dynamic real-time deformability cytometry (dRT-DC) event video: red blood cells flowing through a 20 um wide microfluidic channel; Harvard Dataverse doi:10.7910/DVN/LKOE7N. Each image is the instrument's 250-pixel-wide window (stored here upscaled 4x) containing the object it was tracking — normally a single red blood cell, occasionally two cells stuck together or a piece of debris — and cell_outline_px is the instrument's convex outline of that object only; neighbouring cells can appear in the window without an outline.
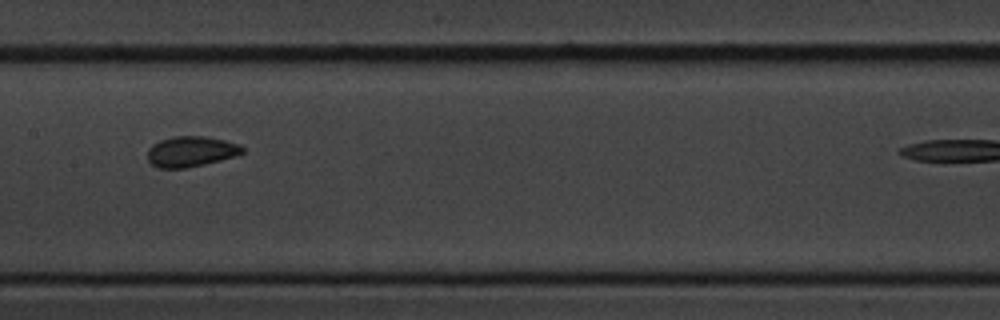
{"species": "common noctule bat (a hibernating species)", "species_latin": "Nyctalus noctula", "temperature_condition": "cold", "stored_images_in_passage": 11, "segment_of_instrument_passage": [1, 2], "camera_frame_rate_fps": 3000, "um_per_image_px": 0.085, "animal": {"sex": "male", "body_mass_g": 20.1, "forearm_length_mm": 53.5}, "frame": {"image": 1, "passage_image": 7, "time_ms": 6.667, "image_size_px": [1000, 320], "cell_outline_px": [[244, 152], [236, 156], [204, 164], [184, 168], [160, 168], [152, 164], [148, 160], [148, 148], [152, 144], [160, 140], [176, 136], [208, 136], [240, 144], [244, 148]], "centroid_in_image_um": [16.25, 12.87], "position_along_channel_um": 191.2, "area_um2": 16.88}}
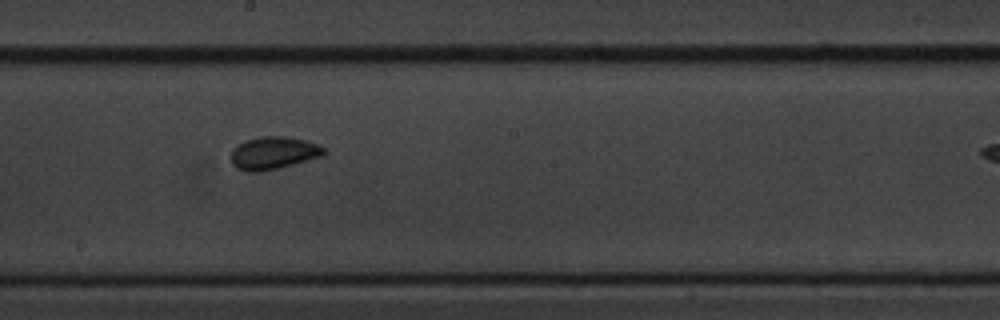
{"frame": {"image": 2, "passage_image": 8, "time_ms": 7.667, "image_size_px": [1000, 320], "cell_outline_px": [[328, 152], [324, 156], [260, 172], [248, 172], [236, 168], [232, 164], [232, 148], [244, 140], [264, 136], [284, 136], [304, 140], [316, 144], [324, 148]], "centroid_in_image_um": [23.23, 13.0], "position_along_channel_um": 225.0, "area_um2": 17.63}}
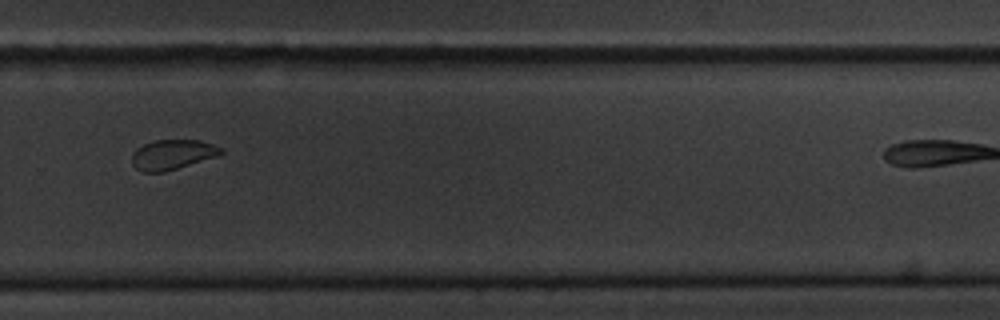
{"frame": {"image": 3, "passage_image": 10, "time_ms": 10.333, "image_size_px": [1000, 320], "cell_outline_px": [[224, 152], [216, 156], [164, 172], [144, 172], [136, 168], [132, 164], [132, 152], [136, 148], [144, 144], [156, 140], [200, 140], [224, 148]], "centroid_in_image_um": [14.64, 13.13], "position_along_channel_um": 315.2, "area_um2": 15.43}}